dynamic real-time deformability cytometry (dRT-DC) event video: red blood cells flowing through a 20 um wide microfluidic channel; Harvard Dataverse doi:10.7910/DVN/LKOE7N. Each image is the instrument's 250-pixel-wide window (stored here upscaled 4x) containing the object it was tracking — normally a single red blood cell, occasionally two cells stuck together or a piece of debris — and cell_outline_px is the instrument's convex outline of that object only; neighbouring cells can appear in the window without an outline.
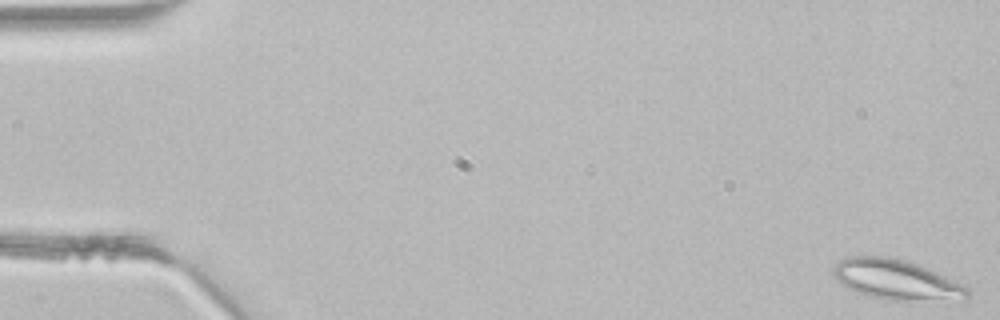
{"species": "common noctule bat (a hibernating species)", "species_latin": "Nyctalus noctula", "temperature_condition": "room temperature", "stored_images_in_passage": 4, "camera_frame_rate_fps": 3000, "um_per_image_px": 0.085, "animal": {"sex": "male", "body_mass_g": 21.5, "forearm_length_mm": 52.0}, "frame": {"image": 1, "passage_image": 1, "time_ms": 0.0, "image_size_px": [1000, 320], "cell_outline_px": [[968, 296], [964, 300], [888, 300], [856, 292], [848, 288], [836, 280], [832, 276], [832, 268], [840, 260], [848, 256], [888, 256], [904, 260], [916, 264], [936, 272], [968, 288]], "centroid_in_image_um": [76.13, 23.77], "position_along_channel_um": 8.9, "area_um2": 31.04}}